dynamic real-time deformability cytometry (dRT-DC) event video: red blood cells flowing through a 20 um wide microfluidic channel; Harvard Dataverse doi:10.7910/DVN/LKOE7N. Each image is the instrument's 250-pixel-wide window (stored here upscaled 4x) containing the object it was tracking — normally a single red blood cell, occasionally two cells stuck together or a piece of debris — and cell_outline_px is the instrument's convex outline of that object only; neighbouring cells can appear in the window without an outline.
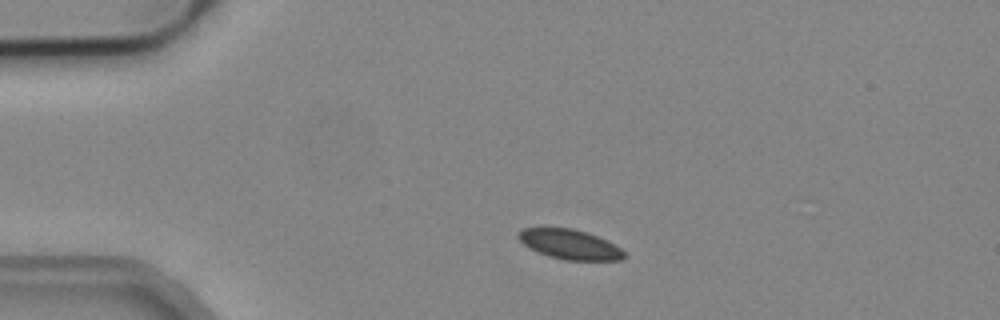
{"species": "common noctule bat (a hibernating species)", "species_latin": "Nyctalus noctula", "temperature_condition": "cold", "stored_images_in_passage": 2, "camera_frame_rate_fps": 3000, "um_per_image_px": 0.085, "animal": {"sex": "male", "body_mass_g": 19.2, "forearm_length_mm": 51.8}, "frame": {"image": 1, "passage_image": 1, "time_ms": 0.0, "image_size_px": [1000, 320], "cell_outline_px": [[628, 256], [620, 260], [564, 260], [548, 256], [524, 244], [516, 236], [524, 228], [572, 228], [588, 232], [608, 240], [616, 244]], "centroid_in_image_um": [48.5, 20.77], "position_along_channel_um": 36.5, "area_um2": 18.32}}